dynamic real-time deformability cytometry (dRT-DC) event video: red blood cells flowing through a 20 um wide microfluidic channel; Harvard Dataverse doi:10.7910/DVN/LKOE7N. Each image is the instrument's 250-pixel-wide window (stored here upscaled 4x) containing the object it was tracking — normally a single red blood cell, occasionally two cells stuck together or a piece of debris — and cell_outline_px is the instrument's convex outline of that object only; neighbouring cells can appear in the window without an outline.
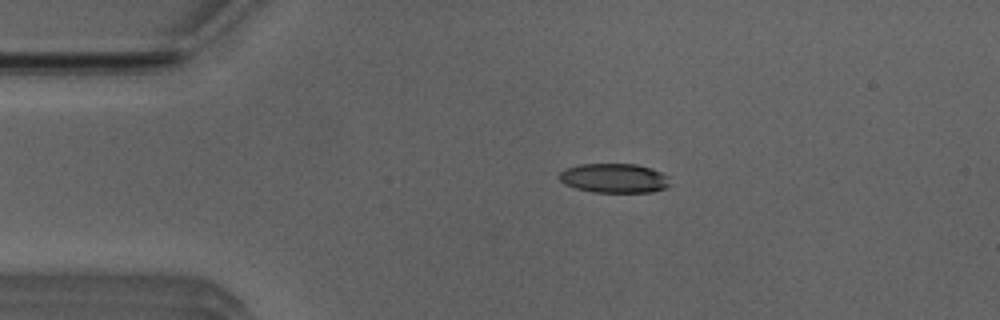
{"species": "Egyptian fruit bat (a non-hibernating species)", "species_latin": "Rousettus aegyptiacus", "temperature_condition": "room temperature", "stored_images_in_passage": 42, "camera_frame_rate_fps": 3000, "um_per_image_px": 0.085, "animal": {"sex": "male"}, "frame": {"image": 1, "passage_image": 1, "time_ms": 0.0, "image_size_px": [1000, 320], "cell_outline_px": [[668, 188], [652, 192], [592, 192], [576, 188], [564, 184], [556, 176], [564, 168], [580, 164], [636, 164], [652, 168], [668, 176]], "centroid_in_image_um": [52.17, 15.14], "position_along_channel_um": 32.8, "area_um2": 19.13}}
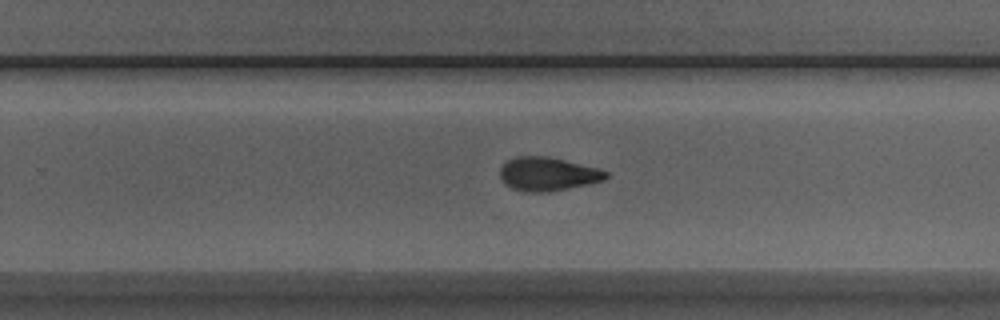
{"frame": {"image": 2, "passage_image": 23, "time_ms": 7.333, "image_size_px": [1000, 320], "cell_outline_px": [[608, 176], [604, 180], [588, 184], [548, 192], [524, 192], [512, 188], [504, 184], [500, 180], [500, 168], [508, 160], [516, 156], [548, 156], [600, 168], [608, 172]], "centroid_in_image_um": [46.55, 14.79], "position_along_channel_um": 283.3, "area_um2": 20.92}}
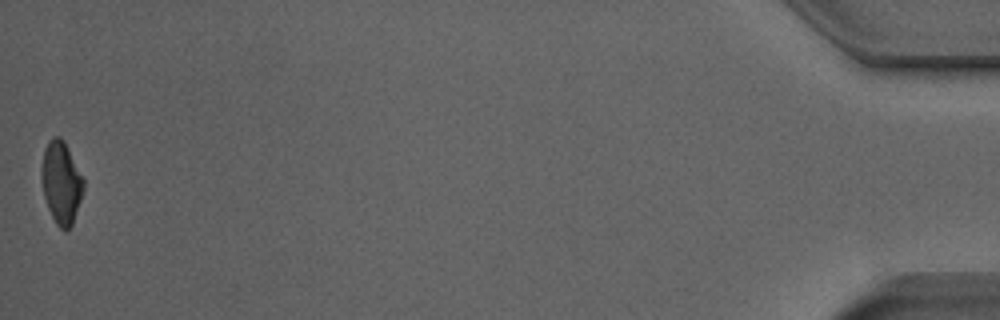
{"frame": {"image": 3, "passage_image": 42, "time_ms": 13.667, "image_size_px": [1000, 320], "cell_outline_px": [[84, 188], [72, 224], [64, 232], [56, 224], [48, 208], [44, 196], [40, 176], [40, 172], [44, 148], [48, 140], [52, 136], [60, 136], [64, 140], [84, 180]], "centroid_in_image_um": [5.18, 15.48], "position_along_channel_um": 430.0, "area_um2": 20.17}, "authors_computed_cell_mechanics": {"area_um2": 20.6924, "velocity_mm_per_s": 3.9636, "shape_relaxation_time_tau1_ms": 5.8193, "shape_relaxation_time_tau2_ms": null, "deformation_change_tau1": 0.1823, "deformation_change_tau2": null}}